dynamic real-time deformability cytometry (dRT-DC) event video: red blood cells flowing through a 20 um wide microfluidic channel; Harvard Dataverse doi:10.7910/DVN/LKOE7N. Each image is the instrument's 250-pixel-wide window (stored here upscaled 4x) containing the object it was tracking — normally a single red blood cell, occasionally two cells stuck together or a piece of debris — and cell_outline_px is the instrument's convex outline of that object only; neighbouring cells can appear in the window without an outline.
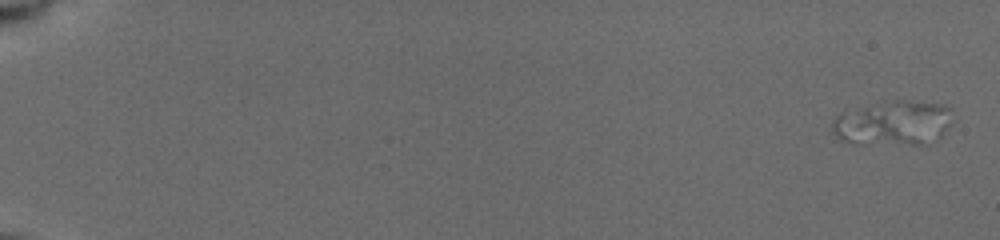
{"species": "common noctule bat (a hibernating species)", "species_latin": "Nyctalus noctula", "temperature_condition": "cold", "stored_images_in_passage": 5, "segment_of_instrument_passage": [2, 3], "camera_frame_rate_fps": 3000, "um_per_image_px": 0.085, "animal": {"sex": "female", "body_mass_g": 19.5, "forearm_length_mm": 54.1}, "frame": {"image": 1, "passage_image": 3, "time_ms": 0.333, "image_size_px": [1000, 240], "cell_outline_px": [[924, 144], [852, 144], [840, 140], [832, 132], [832, 120], [836, 116], [844, 112], [864, 108], [868, 108], [884, 112], [920, 140]], "centroid_in_image_um": [74.02, 10.93], "position_along_channel_um": 11.0, "area_um2": 16.47}}